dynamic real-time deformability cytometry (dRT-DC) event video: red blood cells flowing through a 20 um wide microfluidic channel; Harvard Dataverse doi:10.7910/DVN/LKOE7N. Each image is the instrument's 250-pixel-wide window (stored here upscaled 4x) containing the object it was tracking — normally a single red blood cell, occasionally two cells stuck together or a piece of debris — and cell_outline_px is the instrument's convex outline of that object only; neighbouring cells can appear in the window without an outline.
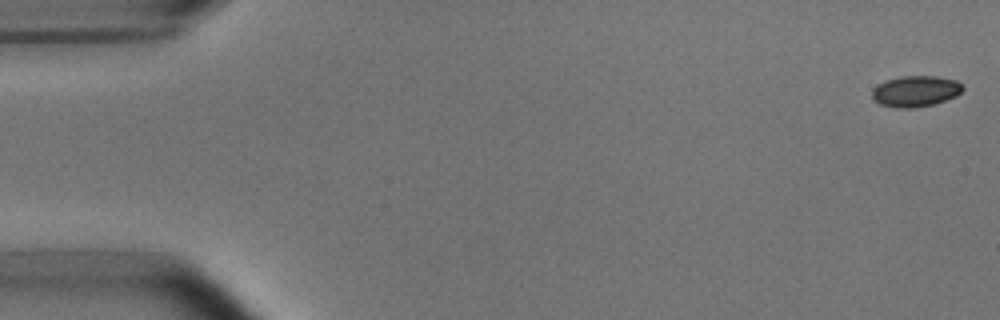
{"species": "common noctule bat (a hibernating species)", "species_latin": "Nyctalus noctula", "temperature_condition": "room temperature", "stored_images_in_passage": 5, "camera_frame_rate_fps": 3000, "um_per_image_px": 0.085, "animal": {"sex": "male", "body_mass_g": 15.6}, "frame": {"image": 1, "passage_image": 1, "time_ms": 0.0, "image_size_px": [1000, 320], "cell_outline_px": [[964, 88], [956, 96], [932, 104], [912, 108], [900, 108], [880, 104], [872, 96], [872, 88], [888, 80], [900, 76], [936, 76], [956, 80]], "centroid_in_image_um": [77.82, 7.74], "position_along_channel_um": 7.2, "area_um2": 16.07}}